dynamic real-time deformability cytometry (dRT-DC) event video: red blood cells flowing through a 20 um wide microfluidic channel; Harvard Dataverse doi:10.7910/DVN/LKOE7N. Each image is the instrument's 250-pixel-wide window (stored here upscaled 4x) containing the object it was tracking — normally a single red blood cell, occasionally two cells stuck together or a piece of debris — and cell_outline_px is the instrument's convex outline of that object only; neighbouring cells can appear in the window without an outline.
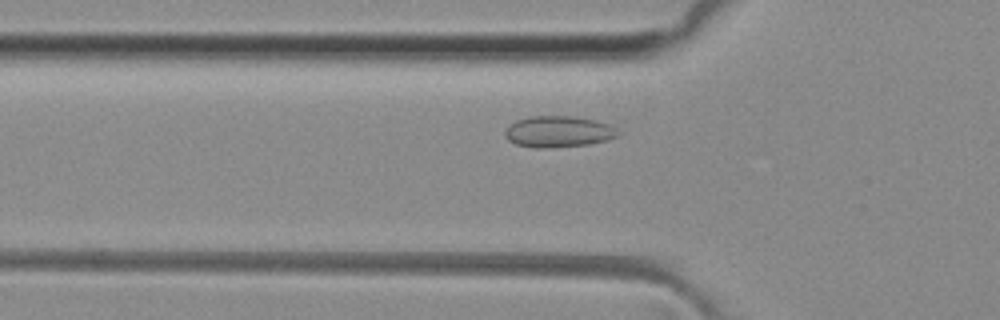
{"species": "common noctule bat (a hibernating species)", "species_latin": "Nyctalus noctula", "temperature_condition": "room temperature", "stored_images_in_passage": 42, "camera_frame_rate_fps": 3000, "um_per_image_px": 0.085, "animal": {"sex": "female", "body_mass_g": 29.2, "forearm_length_mm": 56.3}, "frame": {"image": 1, "passage_image": 8, "time_ms": 2.333, "image_size_px": [1000, 320], "cell_outline_px": [[620, 132], [616, 136], [608, 140], [592, 144], [548, 148], [536, 148], [516, 144], [508, 140], [504, 136], [504, 132], [508, 124], [516, 120], [528, 116], [576, 116], [596, 120], [608, 124], [616, 128]], "centroid_in_image_um": [47.45, 11.18], "position_along_channel_um": 78.4, "area_um2": 20.92}}
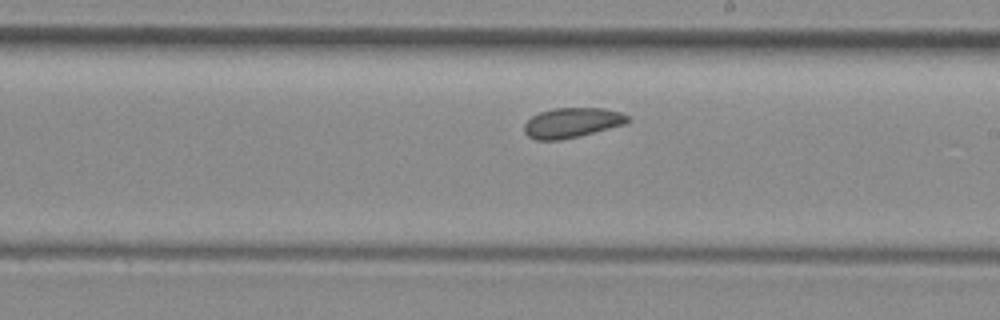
{"frame": {"image": 2, "passage_image": 20, "time_ms": 6.333, "image_size_px": [1000, 320], "cell_outline_px": [[632, 120], [628, 124], [560, 140], [536, 140], [528, 136], [524, 132], [524, 124], [532, 116], [540, 112], [552, 108], [604, 108], [620, 112], [628, 116]], "centroid_in_image_um": [48.64, 10.42], "position_along_channel_um": 240.4, "area_um2": 18.15}}
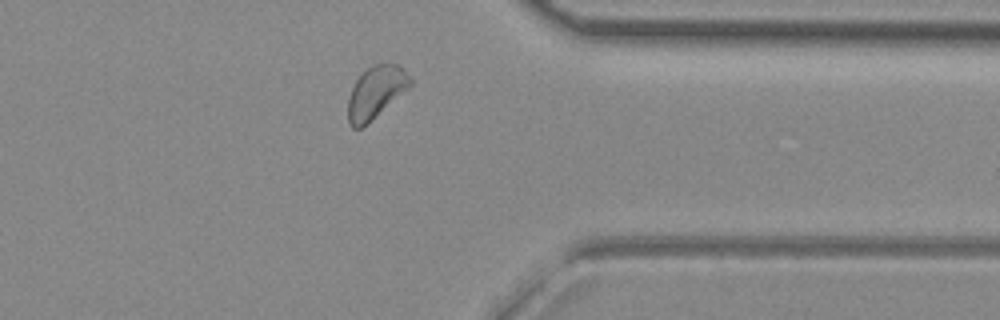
{"frame": {"image": 3, "passage_image": 31, "time_ms": 10.0, "image_size_px": [1000, 320], "cell_outline_px": [[412, 84], [408, 88], [368, 124], [360, 128], [352, 128], [348, 124], [348, 96], [356, 80], [372, 64], [396, 64], [412, 80]], "centroid_in_image_um": [31.91, 7.89], "position_along_channel_um": 379.5, "area_um2": 18.61}}